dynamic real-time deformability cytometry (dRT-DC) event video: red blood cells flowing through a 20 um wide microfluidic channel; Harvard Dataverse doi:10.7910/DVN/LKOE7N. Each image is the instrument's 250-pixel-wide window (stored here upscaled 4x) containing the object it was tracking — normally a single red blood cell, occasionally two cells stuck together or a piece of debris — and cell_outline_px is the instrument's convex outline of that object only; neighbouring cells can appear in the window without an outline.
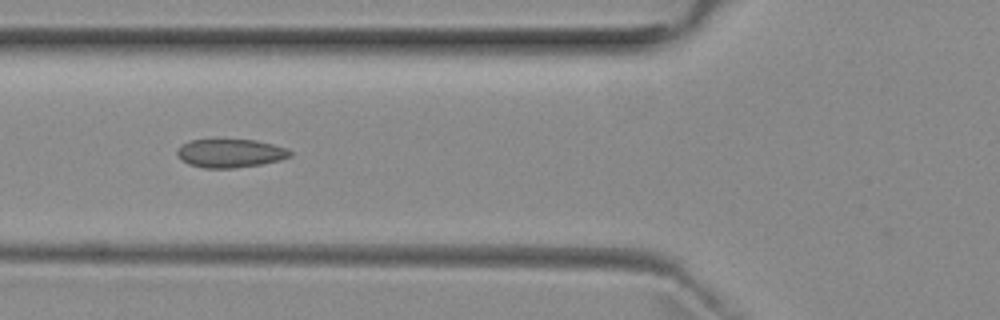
{"species": "common noctule bat (a hibernating species)", "species_latin": "Nyctalus noctula", "temperature_condition": "room temperature", "stored_images_in_passage": 7, "camera_frame_rate_fps": 3000, "um_per_image_px": 0.085, "animal": {"sex": "female", "body_mass_g": 29.2, "forearm_length_mm": 56.3}, "frame": {"image": 1, "passage_image": 6, "time_ms": 5.667, "image_size_px": [1000, 320], "cell_outline_px": [[292, 156], [280, 160], [260, 164], [236, 168], [204, 168], [188, 164], [180, 160], [176, 152], [180, 144], [188, 140], [256, 140], [288, 148], [292, 152]], "centroid_in_image_um": [19.55, 13.03], "position_along_channel_um": 106.2, "area_um2": 18.9}}
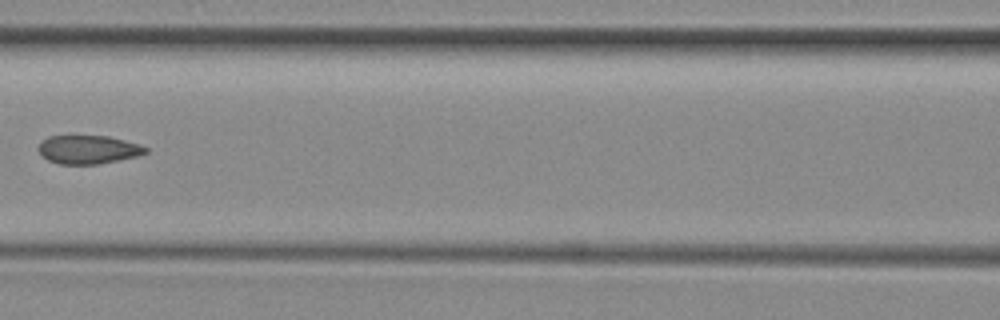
{"frame": {"image": 2, "passage_image": 7, "time_ms": 7.0, "image_size_px": [1000, 320], "cell_outline_px": [[148, 152], [136, 156], [96, 164], [60, 164], [48, 160], [36, 148], [40, 140], [48, 136], [108, 136], [140, 144], [148, 148]], "centroid_in_image_um": [7.46, 12.7], "position_along_channel_um": 159.1, "area_um2": 17.74}}